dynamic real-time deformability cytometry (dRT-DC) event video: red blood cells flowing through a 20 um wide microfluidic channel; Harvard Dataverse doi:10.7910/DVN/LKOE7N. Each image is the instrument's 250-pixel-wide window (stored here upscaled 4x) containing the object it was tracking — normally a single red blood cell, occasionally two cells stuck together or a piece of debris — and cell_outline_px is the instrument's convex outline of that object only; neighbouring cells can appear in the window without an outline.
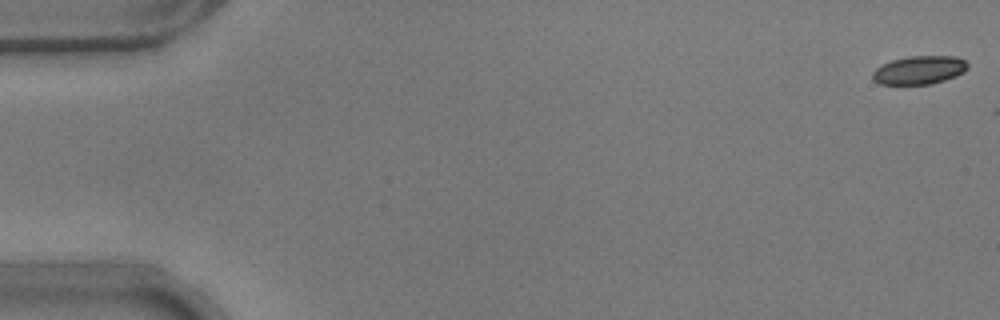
{"species": "common noctule bat (a hibernating species)", "species_latin": "Nyctalus noctula", "temperature_condition": "warm", "stored_images_in_passage": 8, "camera_frame_rate_fps": 3000, "um_per_image_px": 0.085, "animal": {"sex": "male", "body_mass_g": 17.9}, "frame": {"image": 1, "passage_image": 1, "time_ms": 0.0, "image_size_px": [1000, 320], "cell_outline_px": [[968, 68], [964, 72], [956, 76], [932, 84], [880, 84], [872, 80], [872, 72], [876, 68], [892, 60], [908, 56], [956, 56], [964, 60], [968, 64]], "centroid_in_image_um": [78.14, 5.95], "position_along_channel_um": 6.9, "area_um2": 15.78}}